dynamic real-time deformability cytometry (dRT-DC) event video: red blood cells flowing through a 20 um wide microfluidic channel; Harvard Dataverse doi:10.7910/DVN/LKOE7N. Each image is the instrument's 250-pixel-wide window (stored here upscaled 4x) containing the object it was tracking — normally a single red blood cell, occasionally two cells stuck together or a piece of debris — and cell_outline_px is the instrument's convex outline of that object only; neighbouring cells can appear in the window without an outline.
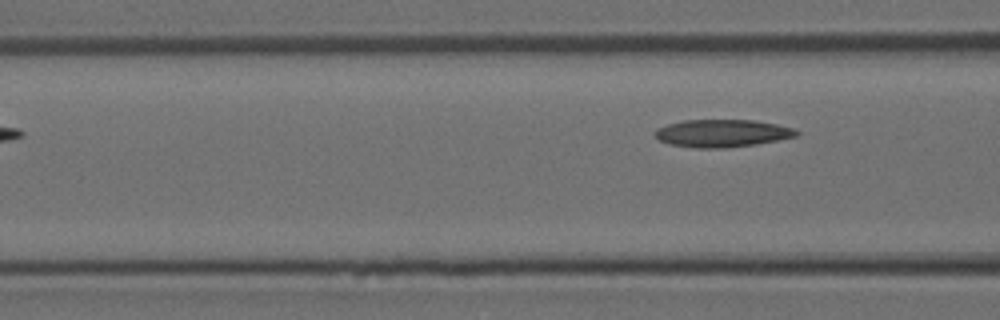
{"species": "Egyptian fruit bat (a non-hibernating species)", "species_latin": "Rousettus aegyptiacus", "temperature_condition": "room temperature", "stored_images_in_passage": 3, "camera_frame_rate_fps": 3000, "um_per_image_px": 0.085, "animal": {"sex": "female"}, "frame": {"image": 1, "passage_image": 3, "time_ms": 0.667, "image_size_px": [1000, 320], "cell_outline_px": [[800, 132], [796, 136], [756, 144], [724, 148], [696, 148], [668, 144], [660, 140], [656, 136], [656, 128], [668, 124], [684, 120], [752, 120], [776, 124], [792, 128]], "centroid_in_image_um": [61.36, 11.33], "position_along_channel_um": 105.2, "area_um2": 22.54}}